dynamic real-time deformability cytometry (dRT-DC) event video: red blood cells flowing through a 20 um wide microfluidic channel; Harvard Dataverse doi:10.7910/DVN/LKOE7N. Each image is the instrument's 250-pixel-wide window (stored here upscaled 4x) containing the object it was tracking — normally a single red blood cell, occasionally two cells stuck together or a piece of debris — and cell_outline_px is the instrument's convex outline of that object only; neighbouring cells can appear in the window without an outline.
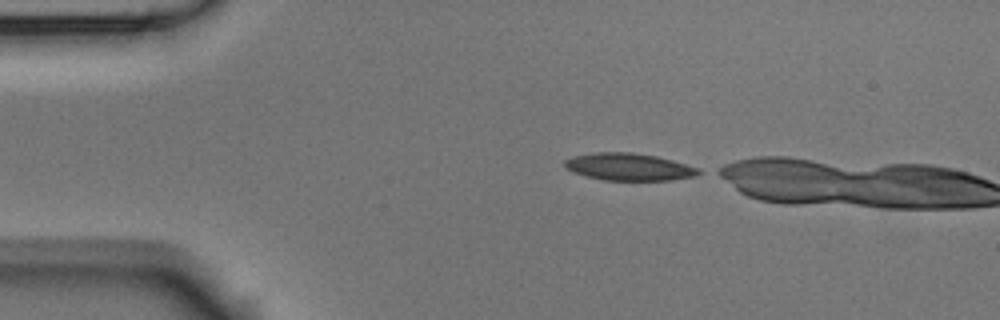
{"species": "Egyptian fruit bat (a non-hibernating species)", "species_latin": "Rousettus aegyptiacus", "temperature_condition": "room temperature", "stored_images_in_passage": 3, "camera_frame_rate_fps": 3000, "um_per_image_px": 0.085, "animal": {"sex": "male"}, "frame": {"image": 1, "passage_image": 1, "time_ms": 0.0, "image_size_px": [1000, 320], "cell_outline_px": [[704, 172], [696, 176], [672, 180], [604, 180], [588, 176], [564, 168], [564, 160], [572, 156], [596, 152], [632, 152], [656, 156], [672, 160], [700, 168]], "centroid_in_image_um": [53.5, 14.18], "position_along_channel_um": 31.5, "area_um2": 21.33}}